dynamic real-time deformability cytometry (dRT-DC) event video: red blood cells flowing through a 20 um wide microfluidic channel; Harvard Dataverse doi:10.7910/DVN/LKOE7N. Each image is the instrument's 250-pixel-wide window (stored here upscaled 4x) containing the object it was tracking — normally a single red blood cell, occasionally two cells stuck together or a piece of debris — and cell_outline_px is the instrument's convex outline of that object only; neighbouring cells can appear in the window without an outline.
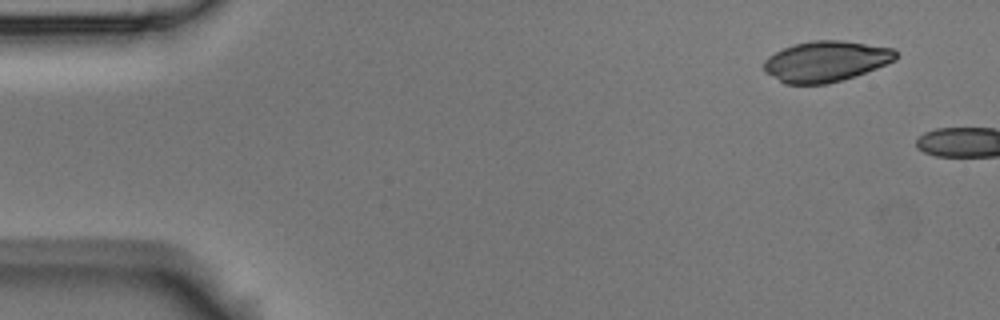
{"species": "Egyptian fruit bat (a non-hibernating species)", "species_latin": "Rousettus aegyptiacus", "temperature_condition": "room temperature", "stored_images_in_passage": 2, "camera_frame_rate_fps": 3000, "um_per_image_px": 0.085, "animal": {"sex": "male"}, "frame": {"image": 1, "passage_image": 1, "time_ms": 0.0, "image_size_px": [1000, 320], "cell_outline_px": [[896, 60], [876, 68], [828, 84], [784, 84], [764, 72], [764, 60], [768, 56], [784, 48], [796, 44], [812, 40], [840, 40], [892, 48], [896, 52]], "centroid_in_image_um": [70.16, 5.22], "position_along_channel_um": 14.8, "area_um2": 30.98}}